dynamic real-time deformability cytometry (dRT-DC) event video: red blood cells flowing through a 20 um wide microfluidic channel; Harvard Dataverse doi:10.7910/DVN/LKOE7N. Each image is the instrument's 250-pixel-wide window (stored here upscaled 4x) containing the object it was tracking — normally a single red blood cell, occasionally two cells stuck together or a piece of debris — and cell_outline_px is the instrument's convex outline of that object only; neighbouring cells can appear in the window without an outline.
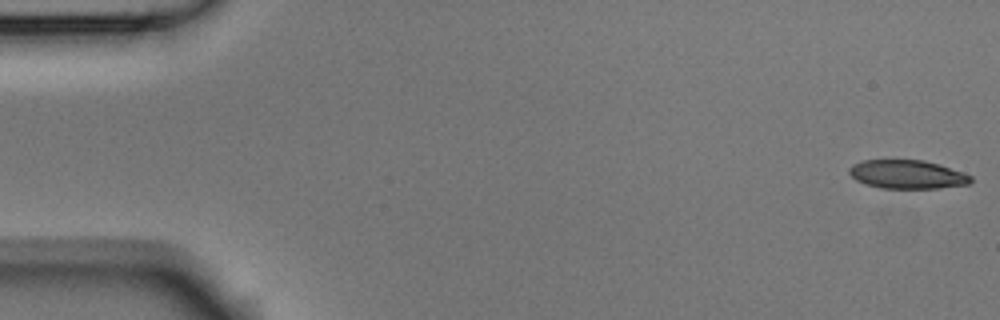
{"species": "Egyptian fruit bat (a non-hibernating species)", "species_latin": "Rousettus aegyptiacus", "temperature_condition": "room temperature", "stored_images_in_passage": 6, "segment_of_instrument_passage": [1, 2], "camera_frame_rate_fps": 3000, "um_per_image_px": 0.085, "animal": {"sex": "male"}, "frame": {"image": 1, "passage_image": 1, "time_ms": 0.0, "image_size_px": [1000, 320], "cell_outline_px": [[972, 180], [968, 184], [936, 188], [880, 188], [856, 180], [848, 172], [848, 168], [852, 164], [864, 160], [924, 160], [940, 164], [972, 176]], "centroid_in_image_um": [77.1, 14.81], "position_along_channel_um": 7.9, "area_um2": 20.17}}